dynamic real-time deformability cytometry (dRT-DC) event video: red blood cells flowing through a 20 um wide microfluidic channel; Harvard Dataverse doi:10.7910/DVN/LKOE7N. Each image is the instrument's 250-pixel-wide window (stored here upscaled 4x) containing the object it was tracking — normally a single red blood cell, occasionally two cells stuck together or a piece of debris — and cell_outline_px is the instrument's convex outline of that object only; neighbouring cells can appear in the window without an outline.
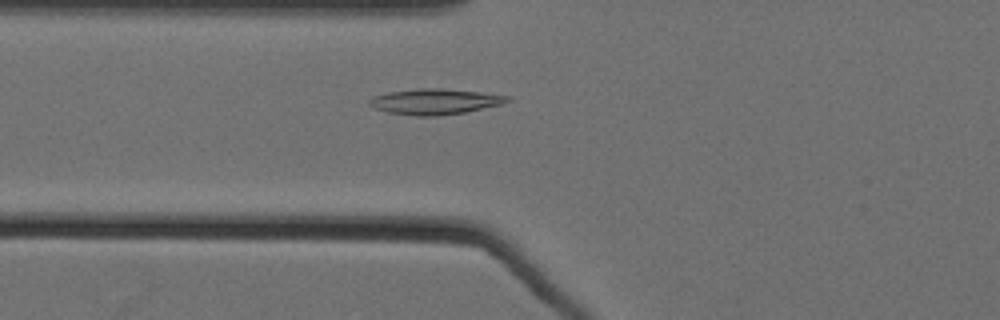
{"species": "Egyptian fruit bat (a non-hibernating species)", "species_latin": "Rousettus aegyptiacus", "temperature_condition": "cold", "stored_images_in_passage": 57, "camera_frame_rate_fps": 3000, "um_per_image_px": 0.085, "animal": {"sex": "female"}, "frame": {"image": 1, "passage_image": 22, "time_ms": 7.0, "image_size_px": [1000, 320], "cell_outline_px": [[512, 100], [504, 104], [464, 112], [436, 116], [416, 116], [388, 112], [376, 108], [368, 104], [368, 100], [372, 96], [388, 92], [420, 88], [444, 88], [480, 92], [508, 96]], "centroid_in_image_um": [36.97, 8.63], "position_along_channel_um": 88.8, "area_um2": 20.63}}
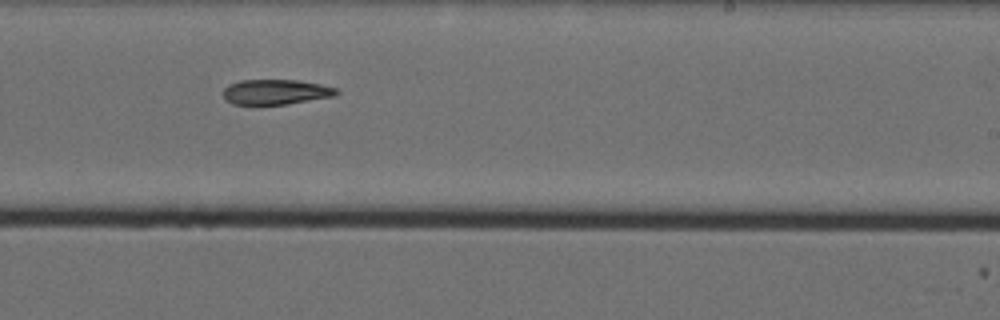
{"frame": {"image": 2, "passage_image": 37, "time_ms": 12.0, "image_size_px": [1000, 320], "cell_outline_px": [[340, 92], [336, 96], [284, 104], [232, 104], [224, 100], [224, 88], [228, 84], [240, 80], [296, 80], [320, 84], [336, 88]], "centroid_in_image_um": [23.43, 7.81], "position_along_channel_um": 265.6, "area_um2": 16.53}}
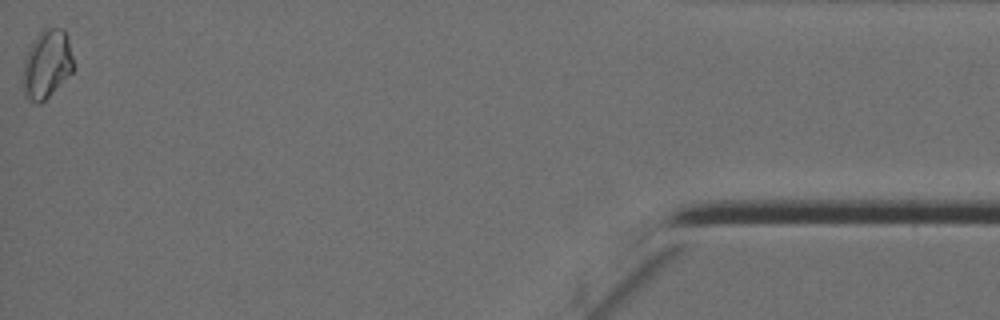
{"frame": {"image": 3, "passage_image": 57, "time_ms": 18.667, "image_size_px": [1000, 320], "cell_outline_px": [[72, 72], [40, 104], [36, 104], [28, 100], [24, 96], [20, 80], [24, 60], [36, 36], [40, 32], [48, 28], [64, 28], [68, 40], [72, 56]], "centroid_in_image_um": [3.92, 5.5], "position_along_channel_um": 431.3, "area_um2": 20.11}}